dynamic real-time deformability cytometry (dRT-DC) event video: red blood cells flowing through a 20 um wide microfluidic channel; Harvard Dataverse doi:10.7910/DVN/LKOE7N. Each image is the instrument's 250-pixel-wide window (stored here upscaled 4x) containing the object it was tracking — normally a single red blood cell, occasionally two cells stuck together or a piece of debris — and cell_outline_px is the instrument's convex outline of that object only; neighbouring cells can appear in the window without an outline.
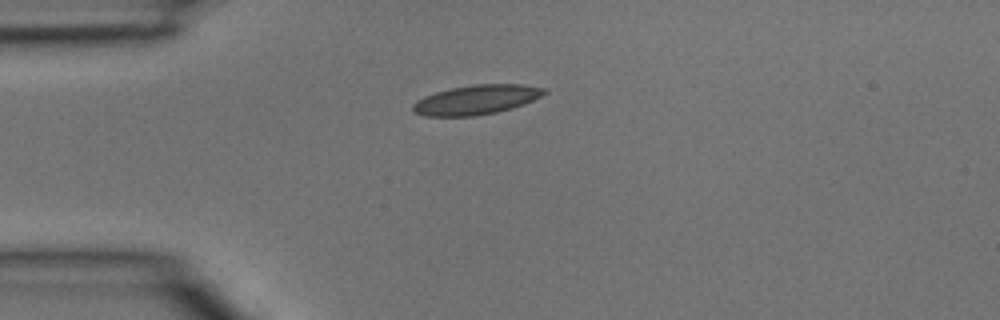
{"species": "common noctule bat (a hibernating species)", "species_latin": "Nyctalus noctula", "temperature_condition": "room temperature", "stored_images_in_passage": 1, "camera_frame_rate_fps": 3000, "um_per_image_px": 0.085, "animal": {"sex": "male", "body_mass_g": 15.6}, "frame": {"image": 1, "passage_image": 1, "time_ms": 0.0, "image_size_px": [1000, 320], "cell_outline_px": [[548, 92], [524, 104], [512, 108], [496, 112], [476, 116], [424, 116], [412, 112], [412, 104], [416, 100], [424, 96], [436, 92], [452, 88], [472, 84], [520, 84], [548, 88]], "centroid_in_image_um": [40.48, 8.48], "position_along_channel_um": 44.5, "area_um2": 22.72}}